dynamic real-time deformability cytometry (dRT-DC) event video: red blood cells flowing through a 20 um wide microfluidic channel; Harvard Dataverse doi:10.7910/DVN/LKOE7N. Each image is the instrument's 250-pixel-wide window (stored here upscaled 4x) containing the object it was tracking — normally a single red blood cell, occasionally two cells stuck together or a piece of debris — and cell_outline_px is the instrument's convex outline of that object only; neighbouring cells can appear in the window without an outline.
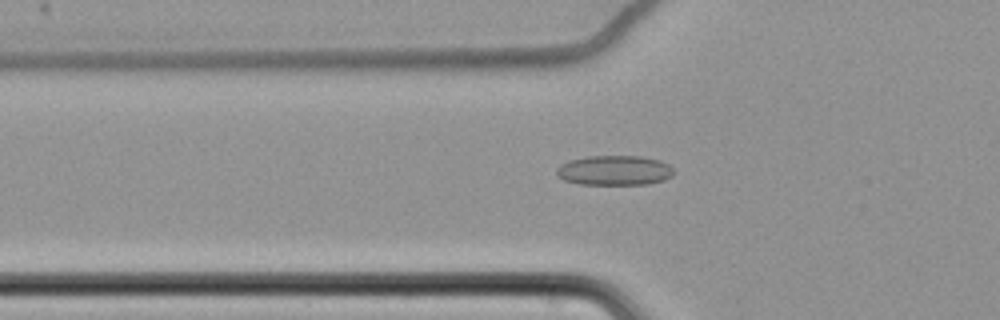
{"species": "common noctule bat (a hibernating species)", "species_latin": "Nyctalus noctula", "temperature_condition": "cold", "stored_images_in_passage": 41, "camera_frame_rate_fps": 3000, "um_per_image_px": 0.085, "animal": {"sex": "female", "body_mass_g": 22.7, "forearm_length_mm": 54.2}, "frame": {"image": 1, "passage_image": 2, "time_ms": 0.333, "image_size_px": [1000, 320], "cell_outline_px": [[676, 172], [672, 176], [664, 180], [648, 184], [580, 184], [564, 180], [556, 176], [556, 168], [560, 164], [568, 160], [588, 156], [640, 156], [660, 160], [668, 164]], "centroid_in_image_um": [52.22, 14.48], "position_along_channel_um": 73.6, "area_um2": 20.58}}
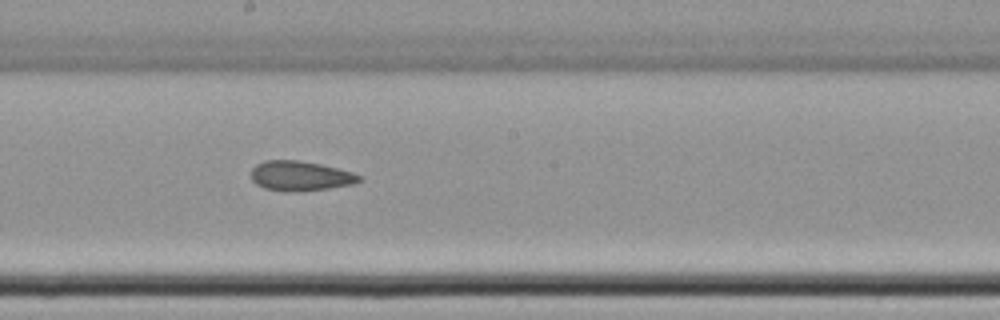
{"frame": {"image": 2, "passage_image": 15, "time_ms": 4.667, "image_size_px": [1000, 320], "cell_outline_px": [[364, 176], [360, 180], [352, 184], [328, 188], [288, 192], [264, 188], [256, 184], [252, 180], [252, 168], [256, 164], [264, 160], [296, 160], [320, 164], [352, 172]], "centroid_in_image_um": [25.51, 14.95], "position_along_channel_um": 222.7, "area_um2": 18.61}}
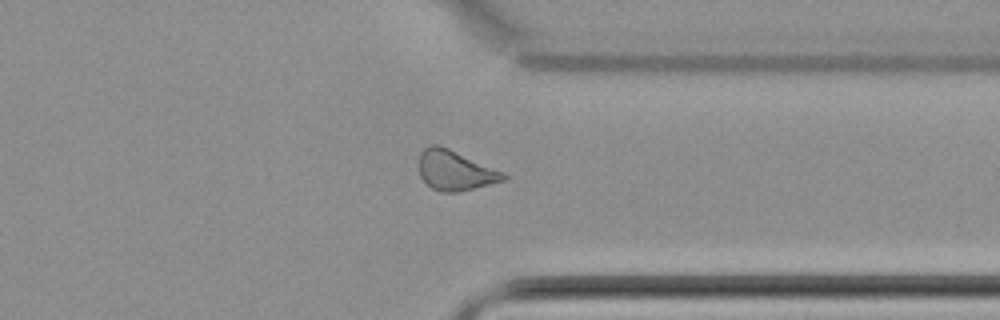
{"frame": {"image": 3, "passage_image": 28, "time_ms": 9.0, "image_size_px": [1000, 320], "cell_outline_px": [[508, 180], [456, 192], [440, 192], [432, 188], [420, 176], [420, 152], [424, 148], [432, 144], [436, 144], [448, 148], [504, 172], [508, 176]], "centroid_in_image_um": [38.71, 14.49], "position_along_channel_um": 372.7, "area_um2": 19.48}, "authors_computed_cell_mechanics": {"area_um2": 19.1896, "velocity_mm_per_s": 3.4767, "shape_relaxation_time_tau1_ms": null, "shape_relaxation_time_tau2_ms": 2.3326, "deformation_change_tau1": null, "deformation_change_tau2": 0.0809}}